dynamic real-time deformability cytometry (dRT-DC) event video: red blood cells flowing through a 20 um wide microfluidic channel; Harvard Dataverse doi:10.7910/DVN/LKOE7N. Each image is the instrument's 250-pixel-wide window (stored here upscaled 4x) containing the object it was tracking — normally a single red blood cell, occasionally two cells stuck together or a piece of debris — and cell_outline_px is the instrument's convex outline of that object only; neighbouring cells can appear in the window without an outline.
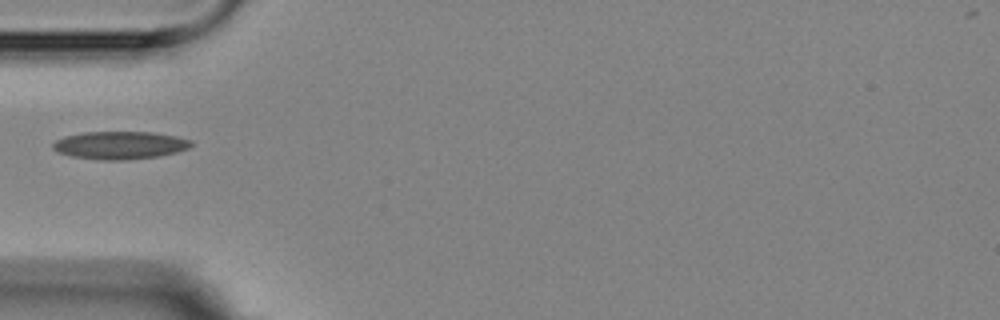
{"species": "Egyptian fruit bat (a non-hibernating species)", "species_latin": "Rousettus aegyptiacus", "temperature_condition": "room temperature", "stored_images_in_passage": 1, "camera_frame_rate_fps": 3000, "um_per_image_px": 0.085, "animal": {"sex": "female"}, "frame": {"image": 1, "passage_image": 1, "time_ms": 0.0, "image_size_px": [1000, 320], "cell_outline_px": [[192, 144], [188, 148], [176, 152], [160, 156], [128, 160], [100, 160], [72, 156], [56, 152], [52, 148], [52, 144], [56, 140], [64, 136], [84, 132], [152, 132], [176, 136], [192, 140]], "centroid_in_image_um": [10.18, 12.34], "position_along_channel_um": 74.8, "area_um2": 22.54}}